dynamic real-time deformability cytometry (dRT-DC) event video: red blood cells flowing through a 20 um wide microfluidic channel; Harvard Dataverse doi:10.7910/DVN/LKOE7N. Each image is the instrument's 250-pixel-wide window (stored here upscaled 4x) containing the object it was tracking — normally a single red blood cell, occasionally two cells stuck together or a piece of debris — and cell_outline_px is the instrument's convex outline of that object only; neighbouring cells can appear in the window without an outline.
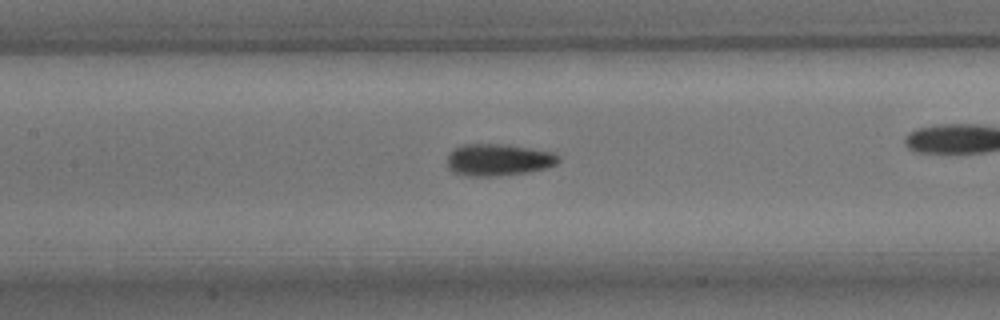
{"species": "common noctule bat (a hibernating species)", "species_latin": "Nyctalus noctula", "temperature_condition": "room temperature", "stored_images_in_passage": 35, "camera_frame_rate_fps": 3000, "um_per_image_px": 0.085, "animal": {"sex": "male", "body_mass_g": 15.6}, "frame": {"image": 1, "passage_image": 16, "time_ms": 5.0, "image_size_px": [1000, 320], "cell_outline_px": [[560, 160], [556, 164], [544, 168], [528, 172], [496, 176], [468, 176], [452, 172], [448, 168], [448, 156], [456, 148], [464, 144], [508, 144], [552, 152], [560, 156]], "centroid_in_image_um": [42.37, 13.58], "position_along_channel_um": 165.0, "area_um2": 20.63}, "authors_computed_cell_mechanics": {"area_um2": 20.1144, "velocity_mm_per_s": 3.7962, "shape_relaxation_time_tau1_ms": 3.5363, "shape_relaxation_time_tau2_ms": 1.9366, "deformation_change_tau1": 0.1178, "deformation_change_tau2": 0.0723}}